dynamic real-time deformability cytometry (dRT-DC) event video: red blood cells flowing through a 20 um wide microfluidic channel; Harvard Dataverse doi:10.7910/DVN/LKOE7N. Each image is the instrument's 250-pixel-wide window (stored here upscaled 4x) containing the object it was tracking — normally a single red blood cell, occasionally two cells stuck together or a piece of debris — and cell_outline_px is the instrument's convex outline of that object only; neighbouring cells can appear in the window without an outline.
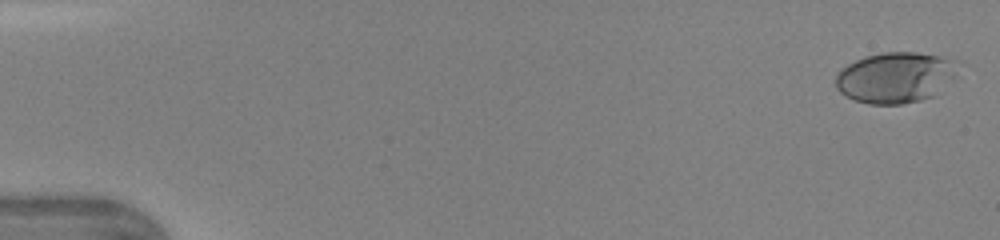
{"species": "human", "species_latin": "Homo sapiens", "temperature_condition": "warm", "stored_images_in_passage": 44, "camera_frame_rate_fps": 3000, "um_per_image_px": 0.085, "donor": {"sex": "female"}, "frame": {"image": 1, "passage_image": 1, "time_ms": 0.0, "image_size_px": [1000, 240], "cell_outline_px": [[964, 60], [952, 76], [936, 96], [920, 100], [900, 104], [868, 104], [844, 96], [836, 88], [836, 72], [840, 68], [864, 56], [884, 52], [916, 52]], "centroid_in_image_um": [76.12, 6.57], "position_along_channel_um": 8.9, "area_um2": 36.59}}
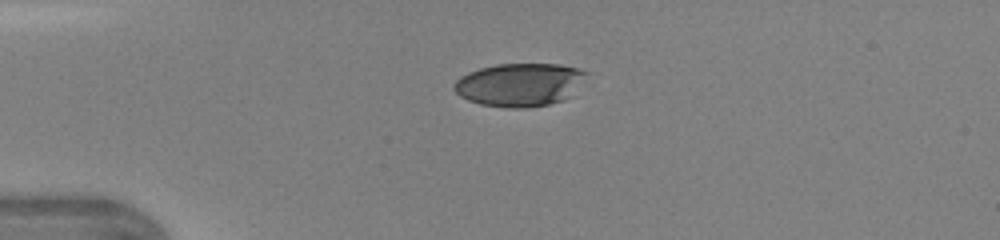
{"frame": {"image": 2, "passage_image": 11, "time_ms": 3.333, "image_size_px": [1000, 240], "cell_outline_px": [[588, 72], [568, 96], [564, 100], [548, 104], [528, 108], [504, 108], [480, 104], [468, 100], [460, 96], [452, 88], [452, 84], [460, 76], [468, 72], [480, 68], [496, 64], [560, 64], [580, 68]], "centroid_in_image_um": [44.1, 7.19], "position_along_channel_um": 40.9, "area_um2": 33.23}}
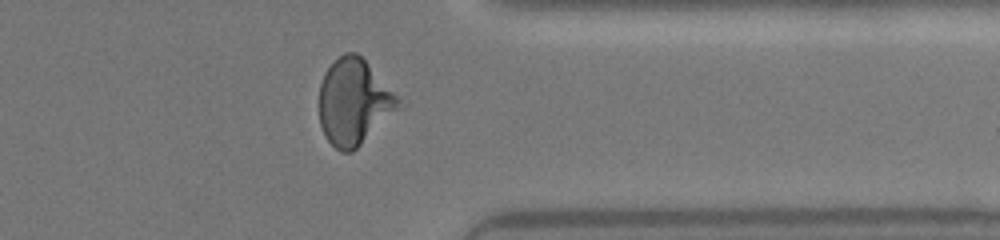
{"frame": {"image": 3, "passage_image": 36, "time_ms": 11.667, "image_size_px": [1000, 240], "cell_outline_px": [[404, 104], [400, 108], [352, 152], [340, 152], [324, 136], [320, 124], [320, 84], [324, 72], [344, 52], [356, 52], [400, 96]], "centroid_in_image_um": [30.11, 8.67], "position_along_channel_um": 381.3, "area_um2": 39.59}}